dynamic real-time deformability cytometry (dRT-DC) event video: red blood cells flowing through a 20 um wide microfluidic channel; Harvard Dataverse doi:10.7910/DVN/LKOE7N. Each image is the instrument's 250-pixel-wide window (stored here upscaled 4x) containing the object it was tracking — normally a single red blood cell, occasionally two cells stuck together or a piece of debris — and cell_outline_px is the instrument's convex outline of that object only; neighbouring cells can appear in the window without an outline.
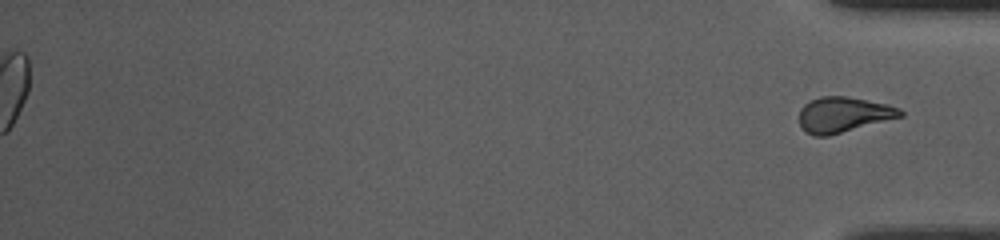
{"species": "common noctule bat (a hibernating species)", "species_latin": "Nyctalus noctula", "temperature_condition": "room temperature", "stored_images_in_passage": 52, "segment_of_instrument_passage": [2, 2], "camera_frame_rate_fps": 3000, "um_per_image_px": 0.085, "animal": {"sex": "female", "body_mass_g": 10.0, "forearm_length_mm": 53.1}, "frame": {"image": 1, "passage_image": 52, "time_ms": 17.0, "image_size_px": [1000, 240], "cell_outline_px": [[904, 116], [828, 136], [812, 136], [800, 128], [800, 108], [804, 104], [820, 96], [844, 96], [888, 104], [900, 108], [904, 112]], "centroid_in_image_um": [71.69, 9.75], "position_along_channel_um": 363.5, "area_um2": 20.92}}